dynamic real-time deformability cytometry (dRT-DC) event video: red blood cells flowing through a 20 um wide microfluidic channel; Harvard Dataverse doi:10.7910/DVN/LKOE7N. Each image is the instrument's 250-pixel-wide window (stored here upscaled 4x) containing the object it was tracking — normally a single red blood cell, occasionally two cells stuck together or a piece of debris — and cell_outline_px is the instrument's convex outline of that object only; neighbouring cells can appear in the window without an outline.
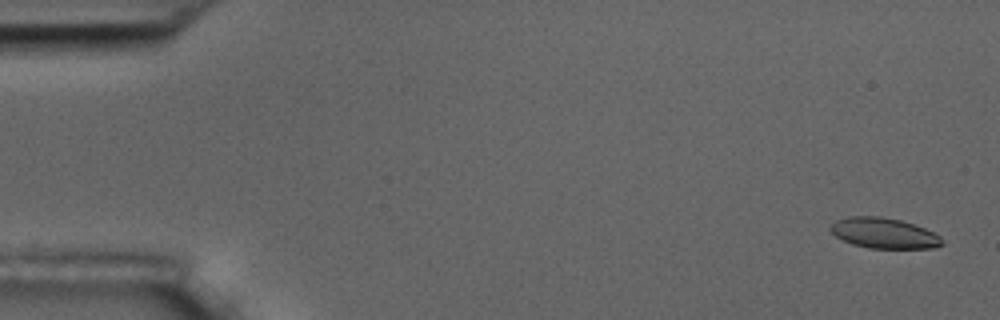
{"species": "common noctule bat (a hibernating species)", "species_latin": "Nyctalus noctula", "temperature_condition": "room temperature", "stored_images_in_passage": 5, "camera_frame_rate_fps": 3000, "um_per_image_px": 0.085, "animal": {"sex": "male", "body_mass_g": 17.5, "forearm_length_mm": 52.3}, "frame": {"image": 1, "passage_image": 1, "time_ms": 0.0, "image_size_px": [1000, 320], "cell_outline_px": [[944, 244], [936, 248], [868, 248], [852, 244], [836, 236], [828, 228], [836, 220], [848, 216], [880, 216], [900, 220], [924, 228], [940, 236], [944, 240]], "centroid_in_image_um": [75.14, 19.82], "position_along_channel_um": 9.9, "area_um2": 19.83}}
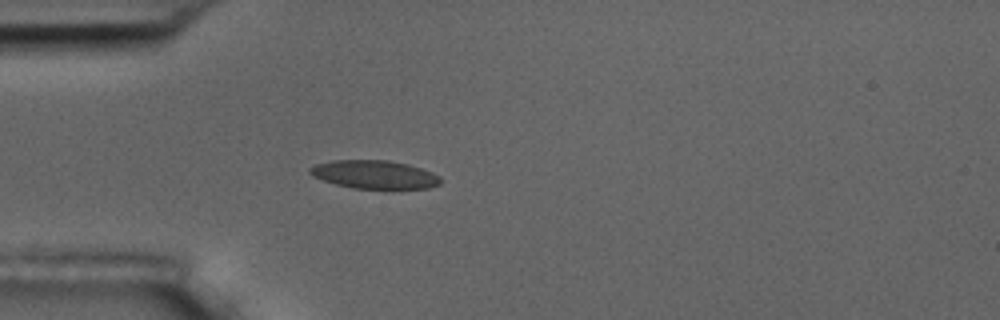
{"frame": {"image": 2, "passage_image": 5, "time_ms": 4.667, "image_size_px": [1000, 320], "cell_outline_px": [[440, 184], [428, 188], [352, 188], [336, 184], [312, 176], [308, 172], [308, 168], [316, 164], [332, 160], [388, 160], [408, 164], [432, 172], [440, 176]], "centroid_in_image_um": [31.81, 14.82], "position_along_channel_um": 53.2, "area_um2": 21.44}}